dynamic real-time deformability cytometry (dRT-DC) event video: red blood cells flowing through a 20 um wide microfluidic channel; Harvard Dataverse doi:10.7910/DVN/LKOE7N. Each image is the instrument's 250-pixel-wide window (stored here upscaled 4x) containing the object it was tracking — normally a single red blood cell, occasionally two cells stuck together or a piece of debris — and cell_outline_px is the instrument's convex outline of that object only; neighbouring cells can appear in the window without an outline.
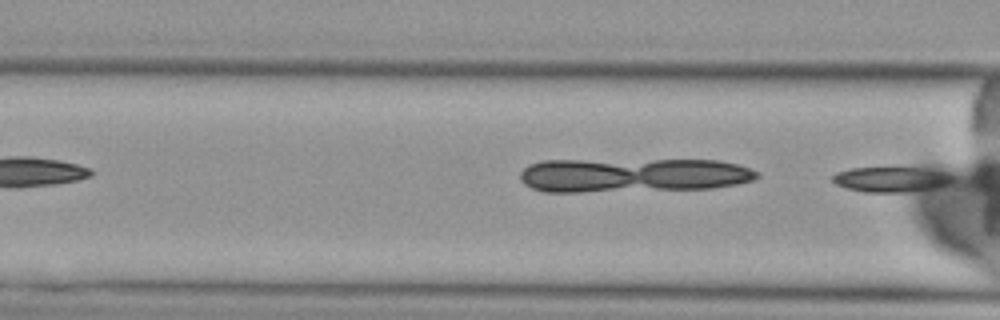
{"species": "Egyptian fruit bat (a non-hibernating species)", "species_latin": "Rousettus aegyptiacus", "temperature_condition": "cold", "stored_images_in_passage": 7, "camera_frame_rate_fps": 3000, "um_per_image_px": 0.085, "animal": {"sex": "female"}, "frame": {"image": 1, "passage_image": 7, "time_ms": 7.333, "image_size_px": [1000, 320], "cell_outline_px": [[960, 176], [952, 184], [936, 188], [908, 192], [864, 192], [848, 188], [836, 184], [832, 180], [832, 176], [836, 172], [852, 168], [928, 164], [944, 164], [956, 172]], "centroid_in_image_um": [76.18, 15.14], "position_along_channel_um": 90.4, "area_um2": 20.35}}